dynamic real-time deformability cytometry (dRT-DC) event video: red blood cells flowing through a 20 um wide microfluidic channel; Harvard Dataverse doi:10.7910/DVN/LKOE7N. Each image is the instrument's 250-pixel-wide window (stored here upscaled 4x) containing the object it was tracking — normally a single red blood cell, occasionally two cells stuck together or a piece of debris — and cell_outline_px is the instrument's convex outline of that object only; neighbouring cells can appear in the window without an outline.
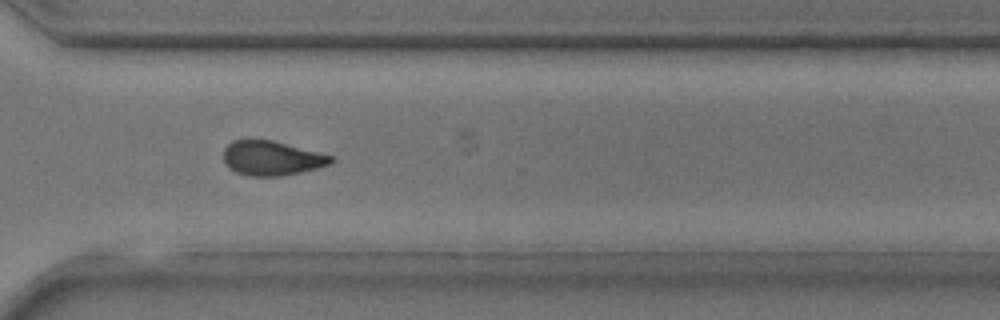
{"species": "common noctule bat (a hibernating species)", "species_latin": "Nyctalus noctula", "temperature_condition": "room temperature", "stored_images_in_passage": 31, "camera_frame_rate_fps": 3000, "um_per_image_px": 0.085, "animal": {"sex": "male", "body_mass_g": 17.9, "forearm_length_mm": 54.2}, "frame": {"image": 1, "passage_image": 22, "time_ms": 7.0, "image_size_px": [1000, 320], "cell_outline_px": [[336, 160], [332, 164], [284, 176], [248, 176], [236, 172], [228, 168], [224, 164], [224, 148], [232, 140], [272, 140], [332, 156]], "centroid_in_image_um": [23.08, 13.46], "position_along_channel_um": 347.5, "area_um2": 21.62}}
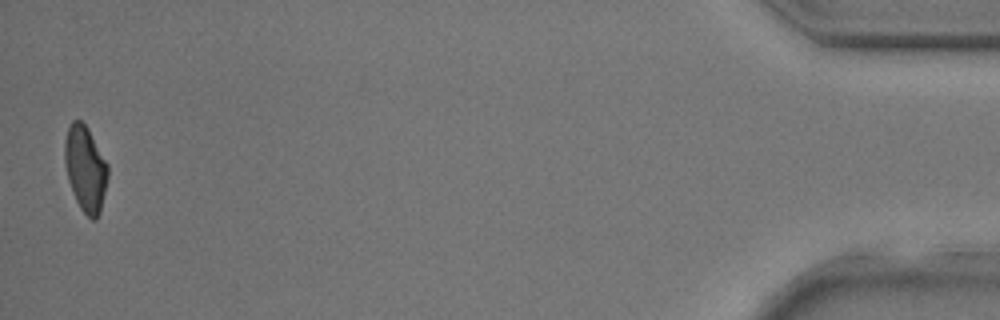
{"frame": {"image": 2, "passage_image": 31, "time_ms": 10.0, "image_size_px": [1000, 320], "cell_outline_px": [[108, 176], [100, 212], [96, 220], [92, 220], [80, 208], [72, 192], [68, 180], [64, 164], [64, 140], [68, 128], [72, 120], [80, 120], [88, 128], [108, 164]], "centroid_in_image_um": [7.25, 14.33], "position_along_channel_um": 428.0, "area_um2": 21.62}}